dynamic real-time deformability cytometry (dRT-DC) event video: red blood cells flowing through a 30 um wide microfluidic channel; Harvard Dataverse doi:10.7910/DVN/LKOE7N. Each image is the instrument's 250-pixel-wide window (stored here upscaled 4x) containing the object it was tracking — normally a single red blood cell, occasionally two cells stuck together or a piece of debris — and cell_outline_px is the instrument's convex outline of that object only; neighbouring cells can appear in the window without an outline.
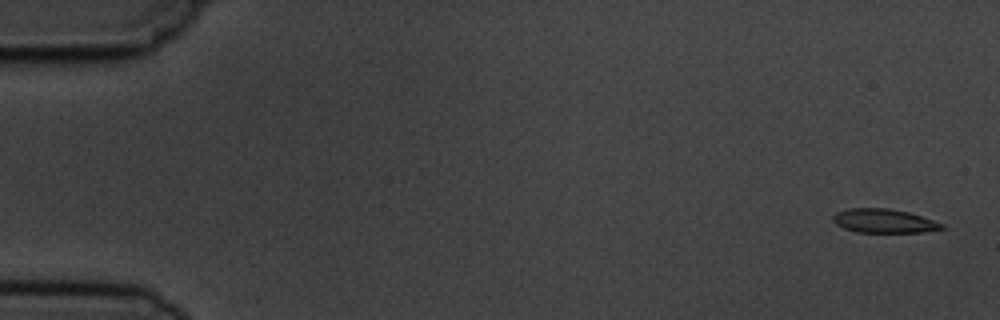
{"species": "common noctule bat (a hibernating species)", "species_latin": "Nyctalus noctula", "temperature_condition": "cold", "stored_images_in_passage": 5, "camera_frame_rate_fps": 3000, "um_per_image_px": 0.085, "animal": {"sex": "male", "body_mass_g": 19.5, "forearm_length_mm": 54.6}, "frame": {"image": 1, "passage_image": 1, "time_ms": 0.0, "image_size_px": [1000, 320], "cell_outline_px": [[944, 228], [924, 232], [856, 232], [844, 228], [836, 224], [832, 220], [832, 216], [836, 212], [848, 208], [888, 208], [908, 212], [944, 224]], "centroid_in_image_um": [75.09, 18.77], "position_along_channel_um": 9.9, "area_um2": 15.09}}
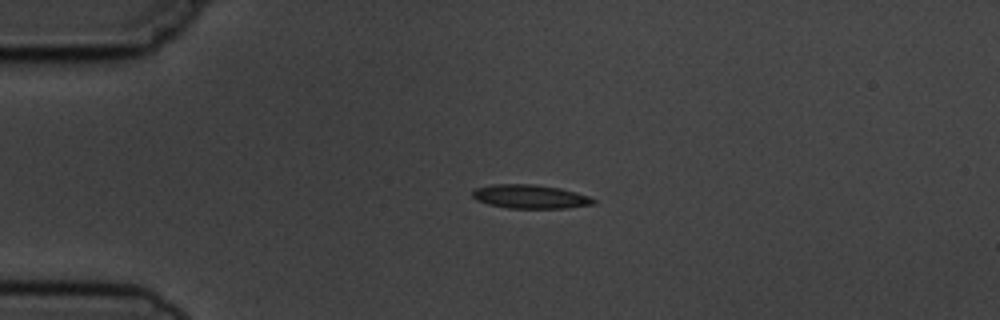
{"frame": {"image": 2, "passage_image": 4, "time_ms": 3.667, "image_size_px": [1000, 320], "cell_outline_px": [[596, 204], [568, 208], [508, 208], [488, 204], [476, 200], [472, 196], [472, 192], [476, 188], [492, 184], [532, 184], [560, 188], [576, 192], [588, 196], [596, 200]], "centroid_in_image_um": [45.07, 16.71], "position_along_channel_um": 39.9, "area_um2": 16.82}}